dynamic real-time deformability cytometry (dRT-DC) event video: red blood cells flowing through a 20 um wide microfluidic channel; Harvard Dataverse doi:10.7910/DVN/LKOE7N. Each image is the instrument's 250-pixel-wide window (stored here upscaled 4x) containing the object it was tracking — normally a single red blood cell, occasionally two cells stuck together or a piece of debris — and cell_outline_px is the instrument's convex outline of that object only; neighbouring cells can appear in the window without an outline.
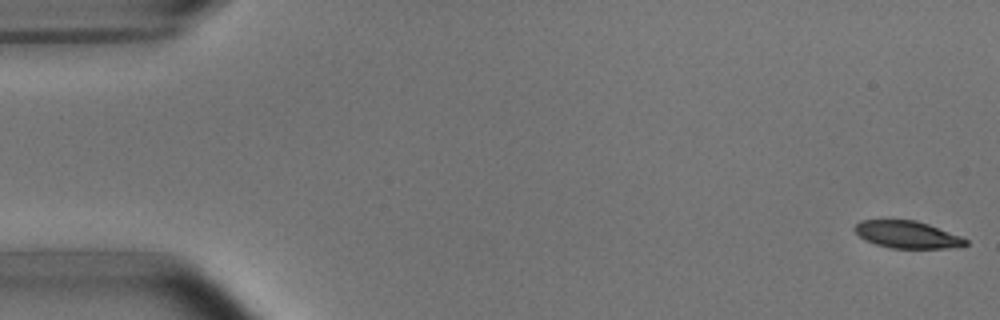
{"species": "common noctule bat (a hibernating species)", "species_latin": "Nyctalus noctula", "temperature_condition": "room temperature", "stored_images_in_passage": 5, "camera_frame_rate_fps": 3000, "um_per_image_px": 0.085, "animal": {"sex": "male", "body_mass_g": 15.6}, "frame": {"image": 1, "passage_image": 1, "time_ms": 0.0, "image_size_px": [1000, 320], "cell_outline_px": [[968, 244], [944, 248], [892, 248], [876, 244], [864, 240], [852, 228], [860, 220], [916, 220], [928, 224], [960, 236], [968, 240]], "centroid_in_image_um": [77.07, 19.93], "position_along_channel_um": 7.9, "area_um2": 17.4}}